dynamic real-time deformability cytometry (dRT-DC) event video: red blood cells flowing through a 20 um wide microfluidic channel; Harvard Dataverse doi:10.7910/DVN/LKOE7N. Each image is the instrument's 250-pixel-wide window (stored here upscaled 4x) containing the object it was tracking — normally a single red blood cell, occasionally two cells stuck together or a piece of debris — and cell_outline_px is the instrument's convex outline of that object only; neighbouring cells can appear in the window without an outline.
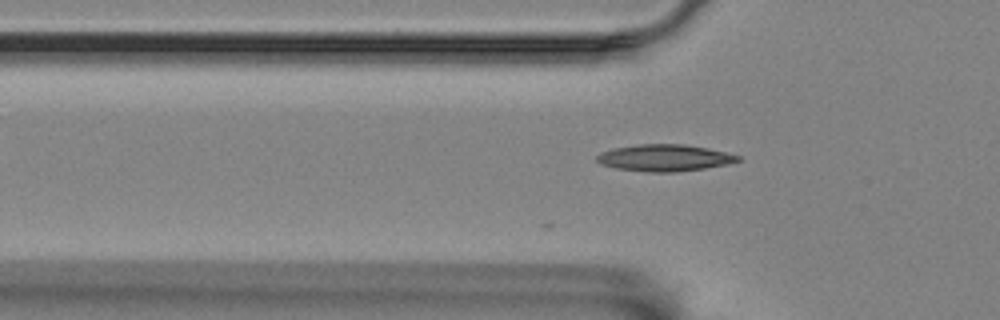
{"species": "Egyptian fruit bat (a non-hibernating species)", "species_latin": "Rousettus aegyptiacus", "temperature_condition": "room temperature", "stored_images_in_passage": 14, "camera_frame_rate_fps": 3000, "um_per_image_px": 0.085, "animal": {"sex": "female"}, "frame": {"image": 1, "passage_image": 14, "time_ms": 4.333, "image_size_px": [1000, 320], "cell_outline_px": [[740, 160], [728, 164], [704, 168], [676, 172], [648, 172], [616, 168], [600, 164], [596, 160], [596, 156], [600, 152], [612, 148], [640, 144], [684, 144], [708, 148], [740, 156]], "centroid_in_image_um": [56.45, 13.41], "position_along_channel_um": 69.4, "area_um2": 21.96}}